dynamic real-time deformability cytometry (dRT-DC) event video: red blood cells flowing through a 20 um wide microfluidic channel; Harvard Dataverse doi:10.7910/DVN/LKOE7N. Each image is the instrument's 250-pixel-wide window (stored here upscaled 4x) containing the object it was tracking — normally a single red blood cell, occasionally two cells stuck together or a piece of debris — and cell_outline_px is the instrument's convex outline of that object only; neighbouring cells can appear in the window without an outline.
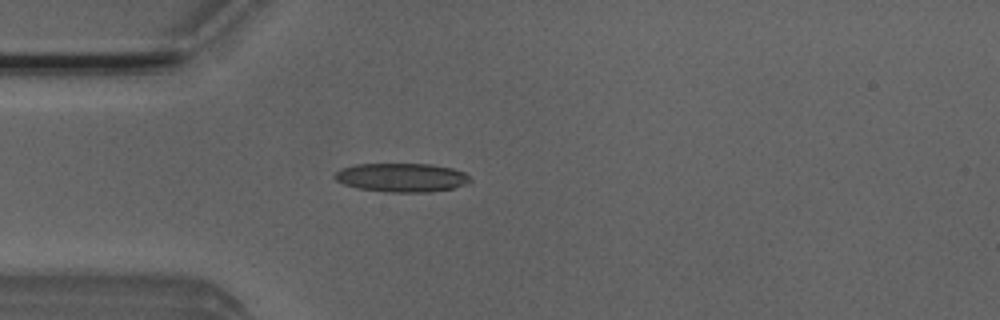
{"species": "Egyptian fruit bat (a non-hibernating species)", "species_latin": "Rousettus aegyptiacus", "temperature_condition": "room temperature", "stored_images_in_passage": 4, "camera_frame_rate_fps": 3000, "um_per_image_px": 0.085, "animal": {"sex": "male"}, "frame": {"image": 1, "passage_image": 4, "time_ms": 1.0, "image_size_px": [1000, 320], "cell_outline_px": [[472, 180], [468, 184], [452, 188], [428, 192], [388, 192], [356, 188], [344, 184], [336, 180], [332, 176], [340, 168], [356, 164], [432, 164], [452, 168], [464, 172]], "centroid_in_image_um": [34.13, 15.09], "position_along_channel_um": 50.9, "area_um2": 22.83}}